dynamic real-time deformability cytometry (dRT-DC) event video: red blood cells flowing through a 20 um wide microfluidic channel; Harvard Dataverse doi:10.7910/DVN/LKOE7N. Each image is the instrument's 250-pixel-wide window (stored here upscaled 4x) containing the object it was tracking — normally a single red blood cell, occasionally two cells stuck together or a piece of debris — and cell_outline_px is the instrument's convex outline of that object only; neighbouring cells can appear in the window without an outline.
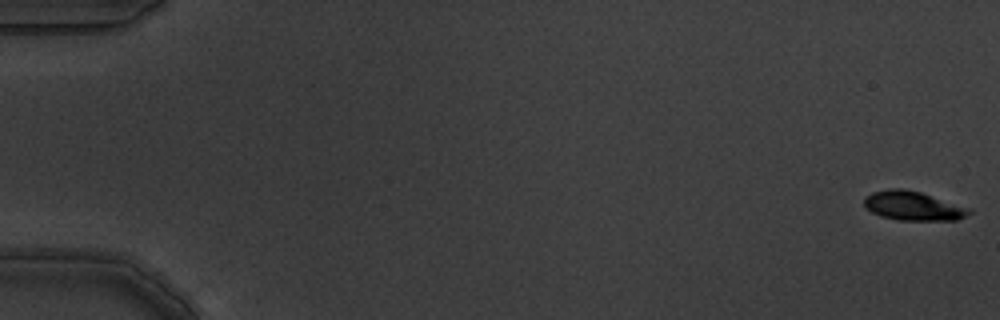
{"species": "common noctule bat (a hibernating species)", "species_latin": "Nyctalus noctula", "temperature_condition": "warm", "stored_images_in_passage": 9, "camera_frame_rate_fps": 3000, "um_per_image_px": 0.085, "animal": {"sex": "male", "body_mass_g": 19.5, "forearm_length_mm": 54.6}, "frame": {"image": 1, "passage_image": 1, "time_ms": 0.0, "image_size_px": [1000, 320], "cell_outline_px": [[972, 212], [956, 220], [900, 220], [880, 216], [872, 212], [864, 204], [864, 196], [872, 192], [888, 188], [904, 188], [920, 192], [972, 208]], "centroid_in_image_um": [77.61, 17.49], "position_along_channel_um": 7.4, "area_um2": 17.86}}
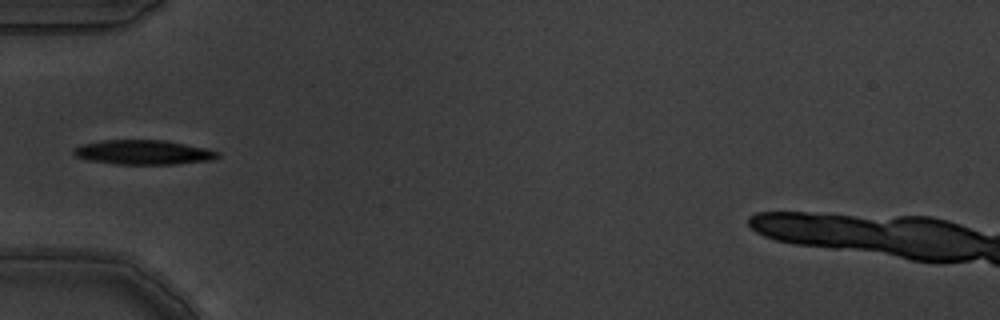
{"frame": {"image": 2, "passage_image": 6, "time_ms": 1.667, "image_size_px": [1000, 320], "cell_outline_px": [[220, 156], [212, 160], [172, 164], [116, 164], [88, 160], [76, 156], [72, 152], [72, 148], [84, 144], [100, 140], [164, 140], [204, 148], [220, 152]], "centroid_in_image_um": [12.16, 12.94], "position_along_channel_um": 72.8, "area_um2": 20.46}}
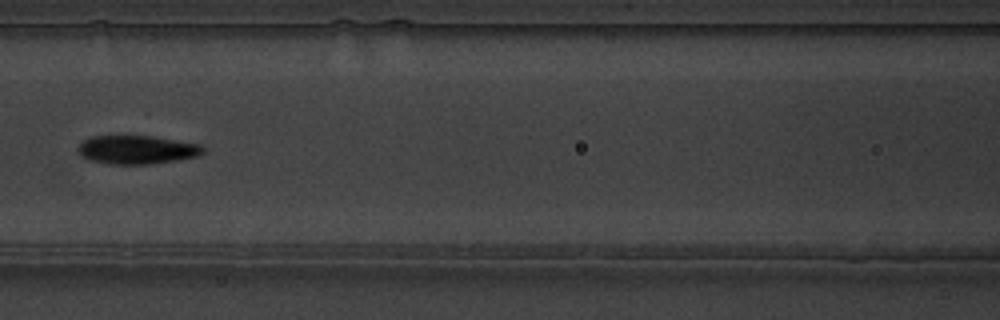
{"frame": {"image": 3, "passage_image": 8, "time_ms": 2.333, "image_size_px": [1000, 320], "cell_outline_px": [[204, 152], [196, 156], [176, 160], [148, 164], [108, 164], [88, 160], [80, 156], [76, 148], [84, 140], [92, 136], [152, 136], [200, 144], [204, 148]], "centroid_in_image_um": [11.59, 12.73], "position_along_channel_um": 155.0, "area_um2": 20.81}}